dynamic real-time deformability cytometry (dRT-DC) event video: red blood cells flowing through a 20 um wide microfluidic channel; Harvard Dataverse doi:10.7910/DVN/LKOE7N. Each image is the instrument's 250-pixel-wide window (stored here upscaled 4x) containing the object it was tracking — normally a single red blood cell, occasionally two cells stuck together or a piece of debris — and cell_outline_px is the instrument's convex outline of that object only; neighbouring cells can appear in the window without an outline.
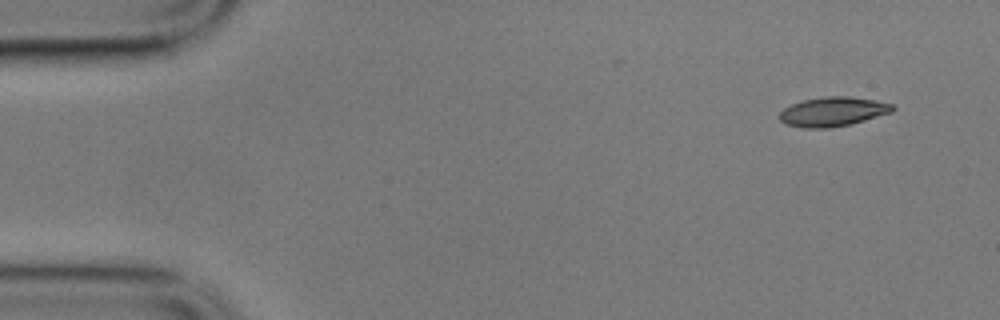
{"species": "common noctule bat (a hibernating species)", "species_latin": "Nyctalus noctula", "temperature_condition": "cold", "stored_images_in_passage": 7, "camera_frame_rate_fps": 3000, "um_per_image_px": 0.085, "animal": {"sex": "male", "body_mass_g": 17.9}, "frame": {"image": 1, "passage_image": 1, "time_ms": 0.0, "image_size_px": [1000, 320], "cell_outline_px": [[896, 108], [892, 112], [852, 124], [828, 128], [804, 128], [784, 124], [780, 120], [780, 112], [784, 108], [792, 104], [804, 100], [824, 96], [848, 96], [876, 100], [892, 104]], "centroid_in_image_um": [70.8, 9.49], "position_along_channel_um": 14.2, "area_um2": 19.42}}
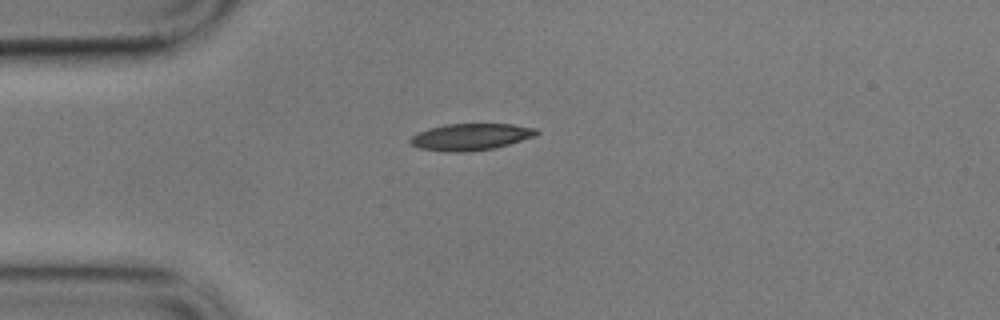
{"frame": {"image": 2, "passage_image": 4, "time_ms": 1.0, "image_size_px": [1000, 320], "cell_outline_px": [[540, 132], [536, 136], [496, 148], [472, 152], [444, 152], [420, 148], [412, 144], [408, 140], [416, 132], [428, 128], [444, 124], [512, 124], [536, 128]], "centroid_in_image_um": [40.01, 11.64], "position_along_channel_um": 45.0, "area_um2": 20.0}}
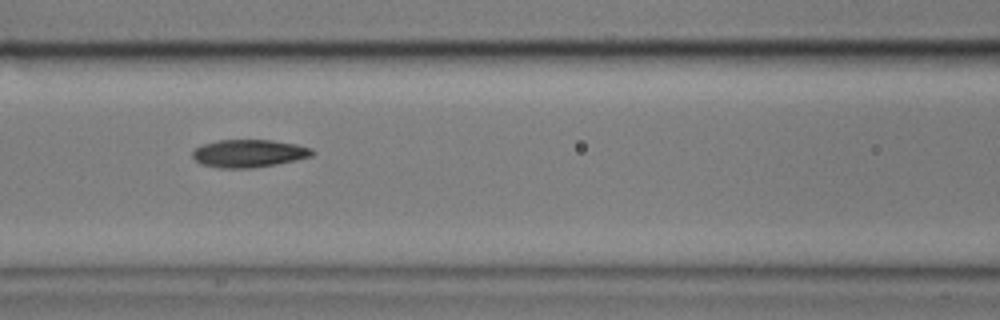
{"frame": {"image": 3, "passage_image": 7, "time_ms": 2.0, "image_size_px": [1000, 320], "cell_outline_px": [[316, 152], [312, 156], [296, 160], [276, 164], [252, 168], [216, 168], [200, 164], [192, 156], [192, 152], [196, 148], [204, 144], [216, 140], [272, 140], [296, 144], [312, 148]], "centroid_in_image_um": [21.16, 13.04], "position_along_channel_um": 145.4, "area_um2": 19.48}}